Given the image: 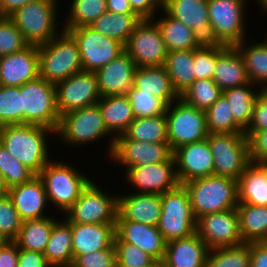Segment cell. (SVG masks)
Returning a JSON list of instances; mask_svg holds the SVG:
<instances>
[{"label":"cell","instance_id":"cell-1","mask_svg":"<svg viewBox=\"0 0 267 267\" xmlns=\"http://www.w3.org/2000/svg\"><path fill=\"white\" fill-rule=\"evenodd\" d=\"M54 130L33 124H14L0 127V143L35 175L49 162L46 135Z\"/></svg>","mask_w":267,"mask_h":267},{"label":"cell","instance_id":"cell-2","mask_svg":"<svg viewBox=\"0 0 267 267\" xmlns=\"http://www.w3.org/2000/svg\"><path fill=\"white\" fill-rule=\"evenodd\" d=\"M196 220L206 214L234 209L238 205L237 180L211 175L183 183Z\"/></svg>","mask_w":267,"mask_h":267},{"label":"cell","instance_id":"cell-3","mask_svg":"<svg viewBox=\"0 0 267 267\" xmlns=\"http://www.w3.org/2000/svg\"><path fill=\"white\" fill-rule=\"evenodd\" d=\"M60 34L61 37L55 36L38 46L40 78L55 85L83 71L76 40L68 31L63 30Z\"/></svg>","mask_w":267,"mask_h":267},{"label":"cell","instance_id":"cell-4","mask_svg":"<svg viewBox=\"0 0 267 267\" xmlns=\"http://www.w3.org/2000/svg\"><path fill=\"white\" fill-rule=\"evenodd\" d=\"M157 228L166 242L186 238L196 232V218L183 184L161 195V215Z\"/></svg>","mask_w":267,"mask_h":267},{"label":"cell","instance_id":"cell-5","mask_svg":"<svg viewBox=\"0 0 267 267\" xmlns=\"http://www.w3.org/2000/svg\"><path fill=\"white\" fill-rule=\"evenodd\" d=\"M56 1L35 0L17 8L7 16L22 32L29 45L39 46L57 36Z\"/></svg>","mask_w":267,"mask_h":267},{"label":"cell","instance_id":"cell-6","mask_svg":"<svg viewBox=\"0 0 267 267\" xmlns=\"http://www.w3.org/2000/svg\"><path fill=\"white\" fill-rule=\"evenodd\" d=\"M20 93L24 124L44 126L56 132L60 115L55 84L39 77L20 86Z\"/></svg>","mask_w":267,"mask_h":267},{"label":"cell","instance_id":"cell-7","mask_svg":"<svg viewBox=\"0 0 267 267\" xmlns=\"http://www.w3.org/2000/svg\"><path fill=\"white\" fill-rule=\"evenodd\" d=\"M44 184L47 199L57 208L66 212L79 198L88 185V177L80 174L72 166L49 161L38 174Z\"/></svg>","mask_w":267,"mask_h":267},{"label":"cell","instance_id":"cell-8","mask_svg":"<svg viewBox=\"0 0 267 267\" xmlns=\"http://www.w3.org/2000/svg\"><path fill=\"white\" fill-rule=\"evenodd\" d=\"M206 139L213 154V175L238 180L250 163L246 135L209 133Z\"/></svg>","mask_w":267,"mask_h":267},{"label":"cell","instance_id":"cell-9","mask_svg":"<svg viewBox=\"0 0 267 267\" xmlns=\"http://www.w3.org/2000/svg\"><path fill=\"white\" fill-rule=\"evenodd\" d=\"M178 100L176 106L169 104L165 111L168 144L172 152L183 145L202 141L209 134L205 111L187 104L181 98Z\"/></svg>","mask_w":267,"mask_h":267},{"label":"cell","instance_id":"cell-10","mask_svg":"<svg viewBox=\"0 0 267 267\" xmlns=\"http://www.w3.org/2000/svg\"><path fill=\"white\" fill-rule=\"evenodd\" d=\"M117 208L118 198L108 196L90 181L66 211L67 220L80 224H116Z\"/></svg>","mask_w":267,"mask_h":267},{"label":"cell","instance_id":"cell-11","mask_svg":"<svg viewBox=\"0 0 267 267\" xmlns=\"http://www.w3.org/2000/svg\"><path fill=\"white\" fill-rule=\"evenodd\" d=\"M151 20L142 19L124 45L136 67H160L166 61L168 50L159 27Z\"/></svg>","mask_w":267,"mask_h":267},{"label":"cell","instance_id":"cell-12","mask_svg":"<svg viewBox=\"0 0 267 267\" xmlns=\"http://www.w3.org/2000/svg\"><path fill=\"white\" fill-rule=\"evenodd\" d=\"M164 11L193 30L194 39L199 47L226 46L219 40L210 24L208 0H169Z\"/></svg>","mask_w":267,"mask_h":267},{"label":"cell","instance_id":"cell-13","mask_svg":"<svg viewBox=\"0 0 267 267\" xmlns=\"http://www.w3.org/2000/svg\"><path fill=\"white\" fill-rule=\"evenodd\" d=\"M68 32L78 44L83 71L96 72L125 51L124 44L89 26L72 28Z\"/></svg>","mask_w":267,"mask_h":267},{"label":"cell","instance_id":"cell-14","mask_svg":"<svg viewBox=\"0 0 267 267\" xmlns=\"http://www.w3.org/2000/svg\"><path fill=\"white\" fill-rule=\"evenodd\" d=\"M58 133L66 143L83 144L100 139L110 132L104 124L97 104L65 113L60 116Z\"/></svg>","mask_w":267,"mask_h":267},{"label":"cell","instance_id":"cell-15","mask_svg":"<svg viewBox=\"0 0 267 267\" xmlns=\"http://www.w3.org/2000/svg\"><path fill=\"white\" fill-rule=\"evenodd\" d=\"M55 86L60 116L95 105L101 99L95 72L81 71L58 82Z\"/></svg>","mask_w":267,"mask_h":267},{"label":"cell","instance_id":"cell-16","mask_svg":"<svg viewBox=\"0 0 267 267\" xmlns=\"http://www.w3.org/2000/svg\"><path fill=\"white\" fill-rule=\"evenodd\" d=\"M196 233L209 249L244 243L236 208L199 217L196 220Z\"/></svg>","mask_w":267,"mask_h":267},{"label":"cell","instance_id":"cell-17","mask_svg":"<svg viewBox=\"0 0 267 267\" xmlns=\"http://www.w3.org/2000/svg\"><path fill=\"white\" fill-rule=\"evenodd\" d=\"M245 0H208L210 24L219 40L227 46H234L244 39Z\"/></svg>","mask_w":267,"mask_h":267},{"label":"cell","instance_id":"cell-18","mask_svg":"<svg viewBox=\"0 0 267 267\" xmlns=\"http://www.w3.org/2000/svg\"><path fill=\"white\" fill-rule=\"evenodd\" d=\"M110 144V155L127 168L164 162L173 155L168 143L140 142L124 134L115 135Z\"/></svg>","mask_w":267,"mask_h":267},{"label":"cell","instance_id":"cell-19","mask_svg":"<svg viewBox=\"0 0 267 267\" xmlns=\"http://www.w3.org/2000/svg\"><path fill=\"white\" fill-rule=\"evenodd\" d=\"M174 155L167 161L134 166L127 169L129 183L139 188L138 193L158 194L176 188L180 183L177 178Z\"/></svg>","mask_w":267,"mask_h":267},{"label":"cell","instance_id":"cell-20","mask_svg":"<svg viewBox=\"0 0 267 267\" xmlns=\"http://www.w3.org/2000/svg\"><path fill=\"white\" fill-rule=\"evenodd\" d=\"M180 184L213 175V154L207 139L183 145L173 152Z\"/></svg>","mask_w":267,"mask_h":267},{"label":"cell","instance_id":"cell-21","mask_svg":"<svg viewBox=\"0 0 267 267\" xmlns=\"http://www.w3.org/2000/svg\"><path fill=\"white\" fill-rule=\"evenodd\" d=\"M40 77L37 45L0 57V85L20 87Z\"/></svg>","mask_w":267,"mask_h":267},{"label":"cell","instance_id":"cell-22","mask_svg":"<svg viewBox=\"0 0 267 267\" xmlns=\"http://www.w3.org/2000/svg\"><path fill=\"white\" fill-rule=\"evenodd\" d=\"M115 234L123 242L136 245L156 261L163 260L167 242L156 226L127 221L117 213Z\"/></svg>","mask_w":267,"mask_h":267},{"label":"cell","instance_id":"cell-23","mask_svg":"<svg viewBox=\"0 0 267 267\" xmlns=\"http://www.w3.org/2000/svg\"><path fill=\"white\" fill-rule=\"evenodd\" d=\"M136 64L124 51L95 73L101 97L126 95L133 87Z\"/></svg>","mask_w":267,"mask_h":267},{"label":"cell","instance_id":"cell-24","mask_svg":"<svg viewBox=\"0 0 267 267\" xmlns=\"http://www.w3.org/2000/svg\"><path fill=\"white\" fill-rule=\"evenodd\" d=\"M8 196L12 199L22 221L47 217L43 215L48 201L47 195L38 175L26 183L9 188Z\"/></svg>","mask_w":267,"mask_h":267},{"label":"cell","instance_id":"cell-25","mask_svg":"<svg viewBox=\"0 0 267 267\" xmlns=\"http://www.w3.org/2000/svg\"><path fill=\"white\" fill-rule=\"evenodd\" d=\"M116 224L71 223L73 262L79 256L110 248Z\"/></svg>","mask_w":267,"mask_h":267},{"label":"cell","instance_id":"cell-26","mask_svg":"<svg viewBox=\"0 0 267 267\" xmlns=\"http://www.w3.org/2000/svg\"><path fill=\"white\" fill-rule=\"evenodd\" d=\"M209 248L195 232L166 243L163 261L169 267H205Z\"/></svg>","mask_w":267,"mask_h":267},{"label":"cell","instance_id":"cell-27","mask_svg":"<svg viewBox=\"0 0 267 267\" xmlns=\"http://www.w3.org/2000/svg\"><path fill=\"white\" fill-rule=\"evenodd\" d=\"M117 198V213L123 219L158 226L161 215V195L137 193Z\"/></svg>","mask_w":267,"mask_h":267},{"label":"cell","instance_id":"cell-28","mask_svg":"<svg viewBox=\"0 0 267 267\" xmlns=\"http://www.w3.org/2000/svg\"><path fill=\"white\" fill-rule=\"evenodd\" d=\"M133 86L161 99L167 106L180 98L164 66L136 67Z\"/></svg>","mask_w":267,"mask_h":267},{"label":"cell","instance_id":"cell-29","mask_svg":"<svg viewBox=\"0 0 267 267\" xmlns=\"http://www.w3.org/2000/svg\"><path fill=\"white\" fill-rule=\"evenodd\" d=\"M212 80L222 91L250 83L243 59L234 46H228L218 56Z\"/></svg>","mask_w":267,"mask_h":267},{"label":"cell","instance_id":"cell-30","mask_svg":"<svg viewBox=\"0 0 267 267\" xmlns=\"http://www.w3.org/2000/svg\"><path fill=\"white\" fill-rule=\"evenodd\" d=\"M97 105L108 131L123 134L134 121L133 109L127 95L104 96Z\"/></svg>","mask_w":267,"mask_h":267},{"label":"cell","instance_id":"cell-31","mask_svg":"<svg viewBox=\"0 0 267 267\" xmlns=\"http://www.w3.org/2000/svg\"><path fill=\"white\" fill-rule=\"evenodd\" d=\"M43 254L51 267H72V230L67 219L65 223L54 222Z\"/></svg>","mask_w":267,"mask_h":267},{"label":"cell","instance_id":"cell-32","mask_svg":"<svg viewBox=\"0 0 267 267\" xmlns=\"http://www.w3.org/2000/svg\"><path fill=\"white\" fill-rule=\"evenodd\" d=\"M238 203L267 206V176L250 162L237 180Z\"/></svg>","mask_w":267,"mask_h":267},{"label":"cell","instance_id":"cell-33","mask_svg":"<svg viewBox=\"0 0 267 267\" xmlns=\"http://www.w3.org/2000/svg\"><path fill=\"white\" fill-rule=\"evenodd\" d=\"M236 209L243 242L267 241V206L238 203Z\"/></svg>","mask_w":267,"mask_h":267},{"label":"cell","instance_id":"cell-34","mask_svg":"<svg viewBox=\"0 0 267 267\" xmlns=\"http://www.w3.org/2000/svg\"><path fill=\"white\" fill-rule=\"evenodd\" d=\"M164 67L180 96L195 81L194 49L168 52Z\"/></svg>","mask_w":267,"mask_h":267},{"label":"cell","instance_id":"cell-35","mask_svg":"<svg viewBox=\"0 0 267 267\" xmlns=\"http://www.w3.org/2000/svg\"><path fill=\"white\" fill-rule=\"evenodd\" d=\"M141 20L137 14H118L105 11L89 27L125 45Z\"/></svg>","mask_w":267,"mask_h":267},{"label":"cell","instance_id":"cell-36","mask_svg":"<svg viewBox=\"0 0 267 267\" xmlns=\"http://www.w3.org/2000/svg\"><path fill=\"white\" fill-rule=\"evenodd\" d=\"M54 222L50 217L22 221L14 242L19 249L44 253Z\"/></svg>","mask_w":267,"mask_h":267},{"label":"cell","instance_id":"cell-37","mask_svg":"<svg viewBox=\"0 0 267 267\" xmlns=\"http://www.w3.org/2000/svg\"><path fill=\"white\" fill-rule=\"evenodd\" d=\"M123 134L140 142L168 143L166 116L161 114L135 118Z\"/></svg>","mask_w":267,"mask_h":267},{"label":"cell","instance_id":"cell-38","mask_svg":"<svg viewBox=\"0 0 267 267\" xmlns=\"http://www.w3.org/2000/svg\"><path fill=\"white\" fill-rule=\"evenodd\" d=\"M155 22L159 27L168 52L200 48L194 39L193 30L182 22L170 17Z\"/></svg>","mask_w":267,"mask_h":267},{"label":"cell","instance_id":"cell-39","mask_svg":"<svg viewBox=\"0 0 267 267\" xmlns=\"http://www.w3.org/2000/svg\"><path fill=\"white\" fill-rule=\"evenodd\" d=\"M244 42L243 40L234 47L243 59L249 81L254 85L256 82L264 85L267 83V39L265 42L262 41V43L250 45L247 48L244 46ZM265 89H267V84L262 88V90Z\"/></svg>","mask_w":267,"mask_h":267},{"label":"cell","instance_id":"cell-40","mask_svg":"<svg viewBox=\"0 0 267 267\" xmlns=\"http://www.w3.org/2000/svg\"><path fill=\"white\" fill-rule=\"evenodd\" d=\"M251 84L248 83L234 88L223 90V95L230 104V109L235 121L245 130L251 120L252 112L256 97L260 92L249 89Z\"/></svg>","mask_w":267,"mask_h":267},{"label":"cell","instance_id":"cell-41","mask_svg":"<svg viewBox=\"0 0 267 267\" xmlns=\"http://www.w3.org/2000/svg\"><path fill=\"white\" fill-rule=\"evenodd\" d=\"M205 114L208 133H244V129L235 121L224 95L210 106Z\"/></svg>","mask_w":267,"mask_h":267},{"label":"cell","instance_id":"cell-42","mask_svg":"<svg viewBox=\"0 0 267 267\" xmlns=\"http://www.w3.org/2000/svg\"><path fill=\"white\" fill-rule=\"evenodd\" d=\"M205 267H250V242L210 249Z\"/></svg>","mask_w":267,"mask_h":267},{"label":"cell","instance_id":"cell-43","mask_svg":"<svg viewBox=\"0 0 267 267\" xmlns=\"http://www.w3.org/2000/svg\"><path fill=\"white\" fill-rule=\"evenodd\" d=\"M223 91L212 79L195 80L180 98L199 110L206 111L221 96Z\"/></svg>","mask_w":267,"mask_h":267},{"label":"cell","instance_id":"cell-44","mask_svg":"<svg viewBox=\"0 0 267 267\" xmlns=\"http://www.w3.org/2000/svg\"><path fill=\"white\" fill-rule=\"evenodd\" d=\"M24 124L20 87L0 85V127Z\"/></svg>","mask_w":267,"mask_h":267},{"label":"cell","instance_id":"cell-45","mask_svg":"<svg viewBox=\"0 0 267 267\" xmlns=\"http://www.w3.org/2000/svg\"><path fill=\"white\" fill-rule=\"evenodd\" d=\"M105 11H107L106 0H73L70 17L64 30L90 26Z\"/></svg>","mask_w":267,"mask_h":267},{"label":"cell","instance_id":"cell-46","mask_svg":"<svg viewBox=\"0 0 267 267\" xmlns=\"http://www.w3.org/2000/svg\"><path fill=\"white\" fill-rule=\"evenodd\" d=\"M0 175L8 188L30 181L35 174L0 143Z\"/></svg>","mask_w":267,"mask_h":267},{"label":"cell","instance_id":"cell-47","mask_svg":"<svg viewBox=\"0 0 267 267\" xmlns=\"http://www.w3.org/2000/svg\"><path fill=\"white\" fill-rule=\"evenodd\" d=\"M117 267H153L156 260L136 245L114 237Z\"/></svg>","mask_w":267,"mask_h":267},{"label":"cell","instance_id":"cell-48","mask_svg":"<svg viewBox=\"0 0 267 267\" xmlns=\"http://www.w3.org/2000/svg\"><path fill=\"white\" fill-rule=\"evenodd\" d=\"M126 95L131 103L135 118L165 114L167 105L152 94L143 92L133 86Z\"/></svg>","mask_w":267,"mask_h":267},{"label":"cell","instance_id":"cell-49","mask_svg":"<svg viewBox=\"0 0 267 267\" xmlns=\"http://www.w3.org/2000/svg\"><path fill=\"white\" fill-rule=\"evenodd\" d=\"M29 46L22 32L7 17L0 16V57L19 52Z\"/></svg>","mask_w":267,"mask_h":267},{"label":"cell","instance_id":"cell-50","mask_svg":"<svg viewBox=\"0 0 267 267\" xmlns=\"http://www.w3.org/2000/svg\"><path fill=\"white\" fill-rule=\"evenodd\" d=\"M22 220L9 196L0 198V235L6 241H14L20 231Z\"/></svg>","mask_w":267,"mask_h":267},{"label":"cell","instance_id":"cell-51","mask_svg":"<svg viewBox=\"0 0 267 267\" xmlns=\"http://www.w3.org/2000/svg\"><path fill=\"white\" fill-rule=\"evenodd\" d=\"M227 47L194 49L195 80L212 79L217 58Z\"/></svg>","mask_w":267,"mask_h":267},{"label":"cell","instance_id":"cell-52","mask_svg":"<svg viewBox=\"0 0 267 267\" xmlns=\"http://www.w3.org/2000/svg\"><path fill=\"white\" fill-rule=\"evenodd\" d=\"M72 267H117L114 244L104 250L79 255Z\"/></svg>","mask_w":267,"mask_h":267},{"label":"cell","instance_id":"cell-53","mask_svg":"<svg viewBox=\"0 0 267 267\" xmlns=\"http://www.w3.org/2000/svg\"><path fill=\"white\" fill-rule=\"evenodd\" d=\"M248 140L249 160L258 163L267 158V130L244 131Z\"/></svg>","mask_w":267,"mask_h":267},{"label":"cell","instance_id":"cell-54","mask_svg":"<svg viewBox=\"0 0 267 267\" xmlns=\"http://www.w3.org/2000/svg\"><path fill=\"white\" fill-rule=\"evenodd\" d=\"M265 130H267V91L260 90L254 103L250 123L244 131Z\"/></svg>","mask_w":267,"mask_h":267},{"label":"cell","instance_id":"cell-55","mask_svg":"<svg viewBox=\"0 0 267 267\" xmlns=\"http://www.w3.org/2000/svg\"><path fill=\"white\" fill-rule=\"evenodd\" d=\"M17 267H51L45 255L39 251L19 249Z\"/></svg>","mask_w":267,"mask_h":267},{"label":"cell","instance_id":"cell-56","mask_svg":"<svg viewBox=\"0 0 267 267\" xmlns=\"http://www.w3.org/2000/svg\"><path fill=\"white\" fill-rule=\"evenodd\" d=\"M19 248L14 241H5L0 246V267H17Z\"/></svg>","mask_w":267,"mask_h":267},{"label":"cell","instance_id":"cell-57","mask_svg":"<svg viewBox=\"0 0 267 267\" xmlns=\"http://www.w3.org/2000/svg\"><path fill=\"white\" fill-rule=\"evenodd\" d=\"M250 267H267V241L250 242Z\"/></svg>","mask_w":267,"mask_h":267},{"label":"cell","instance_id":"cell-58","mask_svg":"<svg viewBox=\"0 0 267 267\" xmlns=\"http://www.w3.org/2000/svg\"><path fill=\"white\" fill-rule=\"evenodd\" d=\"M132 10L141 19H153L154 11L157 8L151 0H129Z\"/></svg>","mask_w":267,"mask_h":267},{"label":"cell","instance_id":"cell-59","mask_svg":"<svg viewBox=\"0 0 267 267\" xmlns=\"http://www.w3.org/2000/svg\"><path fill=\"white\" fill-rule=\"evenodd\" d=\"M107 11L110 13L136 14L129 3V0H106Z\"/></svg>","mask_w":267,"mask_h":267},{"label":"cell","instance_id":"cell-60","mask_svg":"<svg viewBox=\"0 0 267 267\" xmlns=\"http://www.w3.org/2000/svg\"><path fill=\"white\" fill-rule=\"evenodd\" d=\"M35 0H0V16H8L14 10Z\"/></svg>","mask_w":267,"mask_h":267},{"label":"cell","instance_id":"cell-61","mask_svg":"<svg viewBox=\"0 0 267 267\" xmlns=\"http://www.w3.org/2000/svg\"><path fill=\"white\" fill-rule=\"evenodd\" d=\"M9 188L7 187L4 178L0 175V198L8 196Z\"/></svg>","mask_w":267,"mask_h":267},{"label":"cell","instance_id":"cell-62","mask_svg":"<svg viewBox=\"0 0 267 267\" xmlns=\"http://www.w3.org/2000/svg\"><path fill=\"white\" fill-rule=\"evenodd\" d=\"M156 6H159V4H160V6H162L161 8L162 9H164L166 6H167V4H168V2H169V0H151Z\"/></svg>","mask_w":267,"mask_h":267},{"label":"cell","instance_id":"cell-63","mask_svg":"<svg viewBox=\"0 0 267 267\" xmlns=\"http://www.w3.org/2000/svg\"><path fill=\"white\" fill-rule=\"evenodd\" d=\"M257 164L262 168V170L265 172L267 176V158L259 161Z\"/></svg>","mask_w":267,"mask_h":267},{"label":"cell","instance_id":"cell-64","mask_svg":"<svg viewBox=\"0 0 267 267\" xmlns=\"http://www.w3.org/2000/svg\"><path fill=\"white\" fill-rule=\"evenodd\" d=\"M153 267H169V266L162 260V261H156Z\"/></svg>","mask_w":267,"mask_h":267},{"label":"cell","instance_id":"cell-65","mask_svg":"<svg viewBox=\"0 0 267 267\" xmlns=\"http://www.w3.org/2000/svg\"><path fill=\"white\" fill-rule=\"evenodd\" d=\"M259 3L261 4L262 8H264V10H267V0H259Z\"/></svg>","mask_w":267,"mask_h":267},{"label":"cell","instance_id":"cell-66","mask_svg":"<svg viewBox=\"0 0 267 267\" xmlns=\"http://www.w3.org/2000/svg\"><path fill=\"white\" fill-rule=\"evenodd\" d=\"M6 240L0 235V246L5 242Z\"/></svg>","mask_w":267,"mask_h":267}]
</instances>
